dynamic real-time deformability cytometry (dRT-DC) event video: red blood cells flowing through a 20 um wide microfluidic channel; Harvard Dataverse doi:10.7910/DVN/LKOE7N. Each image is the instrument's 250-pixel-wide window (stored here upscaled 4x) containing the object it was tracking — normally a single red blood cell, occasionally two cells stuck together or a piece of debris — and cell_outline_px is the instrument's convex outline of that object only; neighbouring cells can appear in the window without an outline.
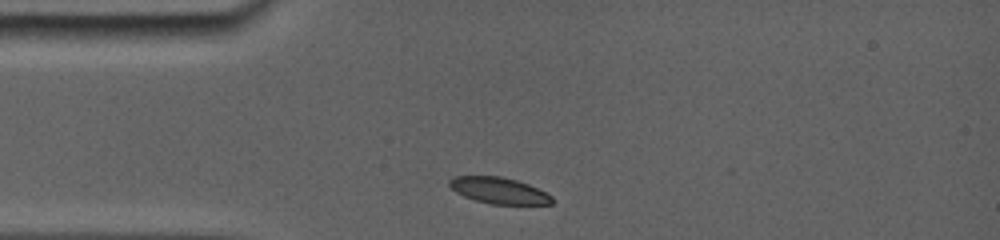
{"species": "common noctule bat (a hibernating species)", "species_latin": "Nyctalus noctula", "temperature_condition": "room temperature", "stored_images_in_passage": 8, "camera_frame_rate_fps": 5000, "um_per_image_px": 0.085, "animal": {"sex": "female", "body_mass_g": 19.0, "forearm_length_mm": 56.7}, "frame": {"image": 1, "passage_image": 1, "time_ms": 0.0, "image_size_px": [1000, 240], "cell_outline_px": [[552, 204], [488, 204], [464, 196], [456, 192], [448, 184], [448, 180], [452, 176], [500, 176], [516, 180], [528, 184], [548, 192], [552, 196]], "centroid_in_image_um": [42.4, 16.19], "position_along_channel_um": 42.6, "area_um2": 15.78}}
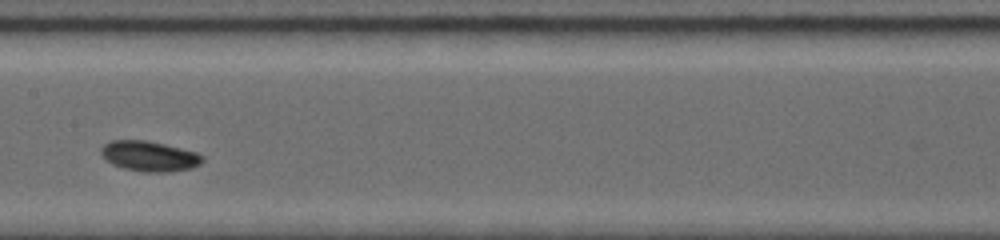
{"frame": {"image": 2, "passage_image": 5, "time_ms": 4.4, "image_size_px": [1000, 240], "cell_outline_px": [[204, 160], [200, 164], [192, 168], [164, 172], [144, 172], [124, 168], [112, 164], [100, 152], [100, 148], [104, 144], [112, 140], [144, 140], [196, 152], [204, 156]], "centroid_in_image_um": [12.7, 13.28], "position_along_channel_um": 194.7, "area_um2": 17.63}}
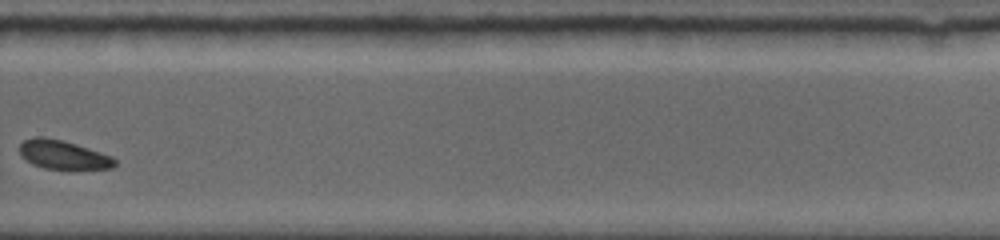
{"frame": {"image": 3, "passage_image": 8, "time_ms": 7.8, "image_size_px": [1000, 240], "cell_outline_px": [[116, 164], [112, 168], [44, 168], [32, 164], [20, 156], [20, 144], [24, 140], [36, 136], [40, 136], [64, 140], [112, 156], [116, 160]], "centroid_in_image_um": [5.33, 13.13], "position_along_channel_um": 324.5, "area_um2": 15.78}}